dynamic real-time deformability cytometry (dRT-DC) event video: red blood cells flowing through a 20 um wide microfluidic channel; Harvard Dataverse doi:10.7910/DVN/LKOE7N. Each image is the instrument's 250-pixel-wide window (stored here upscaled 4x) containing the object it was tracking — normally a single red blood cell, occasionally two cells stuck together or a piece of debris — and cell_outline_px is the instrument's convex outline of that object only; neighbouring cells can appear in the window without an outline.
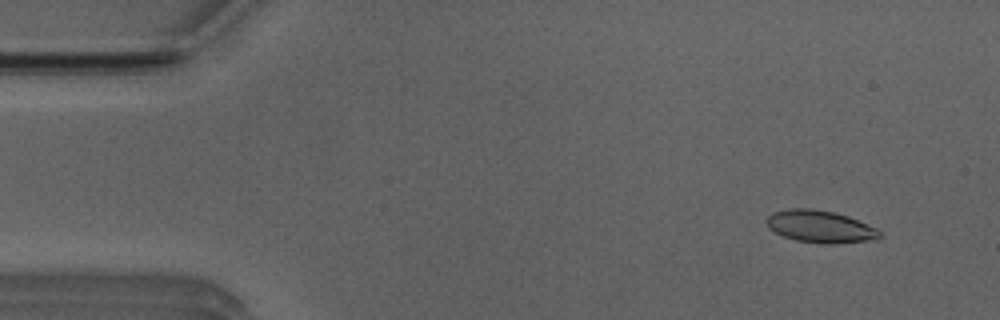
{"species": "Egyptian fruit bat (a non-hibernating species)", "species_latin": "Rousettus aegyptiacus", "temperature_condition": "room temperature", "stored_images_in_passage": 51, "camera_frame_rate_fps": 3000, "um_per_image_px": 0.085, "animal": {"sex": "male"}, "frame": {"image": 1, "passage_image": 4, "time_ms": 1.0, "image_size_px": [1000, 320], "cell_outline_px": [[880, 236], [868, 240], [836, 244], [824, 244], [796, 240], [784, 236], [768, 228], [768, 216], [772, 212], [788, 208], [812, 208], [836, 212], [848, 216], [876, 228], [880, 232]], "centroid_in_image_um": [69.69, 19.24], "position_along_channel_um": 15.3, "area_um2": 21.1}}
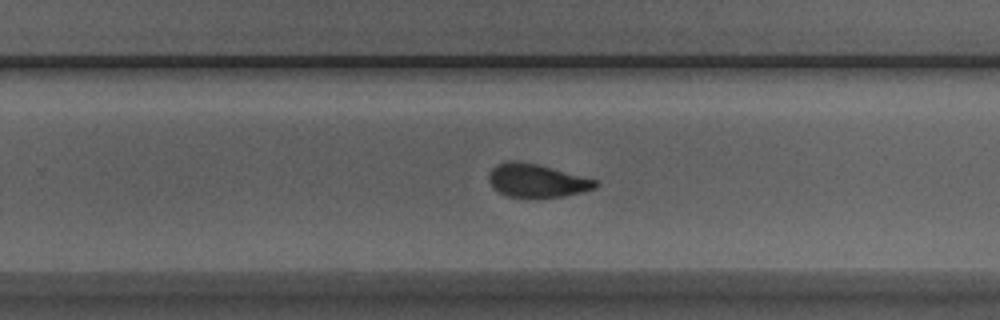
{"frame": {"image": 2, "passage_image": 32, "time_ms": 10.333, "image_size_px": [1000, 320], "cell_outline_px": [[600, 184], [596, 188], [564, 196], [508, 196], [500, 192], [488, 180], [488, 176], [492, 168], [496, 164], [508, 160], [516, 160], [536, 164], [600, 180]], "centroid_in_image_um": [45.67, 15.32], "position_along_channel_um": 284.1, "area_um2": 20.4}}
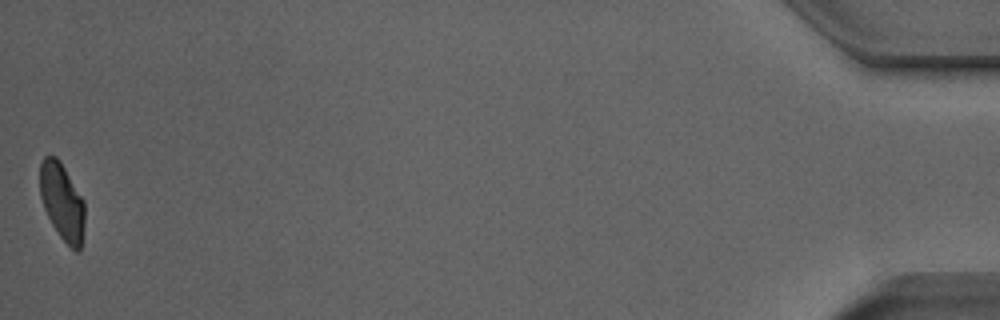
{"frame": {"image": 3, "passage_image": 51, "time_ms": 16.667, "image_size_px": [1000, 320], "cell_outline_px": [[84, 224], [80, 252], [76, 252], [60, 236], [52, 224], [44, 208], [40, 196], [40, 164], [44, 156], [56, 156], [60, 160], [84, 200]], "centroid_in_image_um": [5.28, 17.13], "position_along_channel_um": 429.9, "area_um2": 20.06}, "authors_computed_cell_mechanics": {"area_um2": 21.2704, "velocity_mm_per_s": 3.9439, "shape_relaxation_time_tau1_ms": 4.6963, "shape_relaxation_time_tau2_ms": 1.429, "deformation_change_tau1": 0.1597, "deformation_change_tau2": 0.0686}}